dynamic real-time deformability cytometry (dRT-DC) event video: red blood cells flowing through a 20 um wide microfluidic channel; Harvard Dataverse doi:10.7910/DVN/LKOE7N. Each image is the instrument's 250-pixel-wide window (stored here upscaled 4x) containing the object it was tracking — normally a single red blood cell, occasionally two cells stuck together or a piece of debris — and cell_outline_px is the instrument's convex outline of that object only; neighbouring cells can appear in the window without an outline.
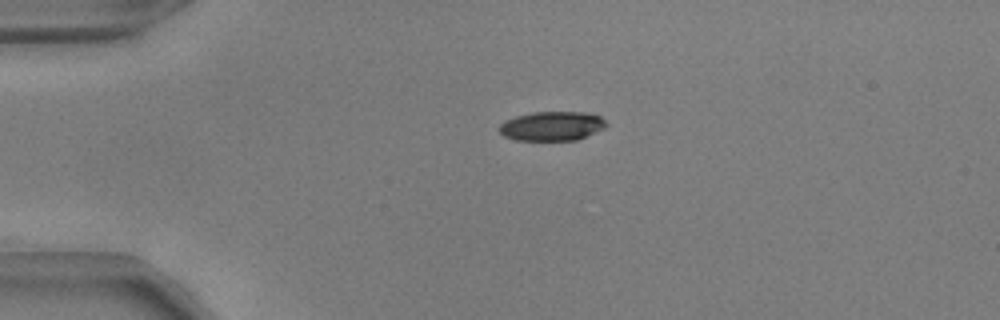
{"species": "common noctule bat (a hibernating species)", "species_latin": "Nyctalus noctula", "temperature_condition": "warm", "stored_images_in_passage": 41, "camera_frame_rate_fps": 3000, "um_per_image_px": 0.085, "animal": {"sex": "male", "body_mass_g": 17.9, "forearm_length_mm": 54.2}, "frame": {"image": 1, "passage_image": 1, "time_ms": 0.0, "image_size_px": [1000, 320], "cell_outline_px": [[608, 124], [604, 128], [576, 140], [516, 140], [504, 136], [500, 132], [500, 124], [504, 120], [516, 116], [532, 112], [584, 112], [600, 116]], "centroid_in_image_um": [46.9, 10.71], "position_along_channel_um": 38.1, "area_um2": 18.15}}
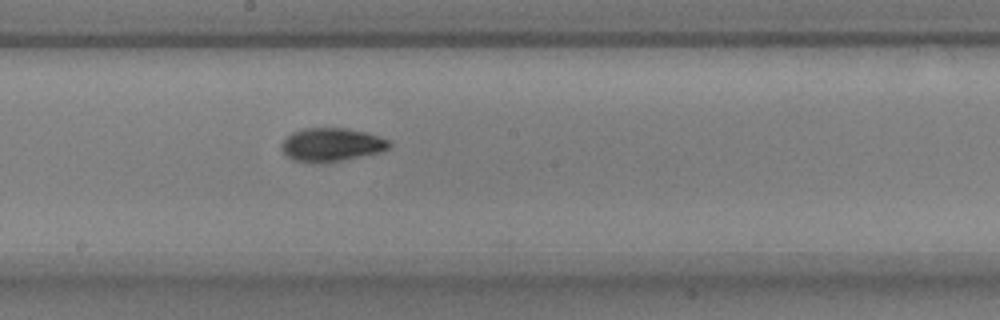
{"frame": {"image": 2, "passage_image": 18, "time_ms": 5.667, "image_size_px": [1000, 320], "cell_outline_px": [[392, 144], [384, 152], [324, 164], [320, 164], [292, 160], [280, 148], [280, 144], [292, 132], [304, 128], [348, 128], [368, 132], [388, 140]], "centroid_in_image_um": [28.2, 12.31], "position_along_channel_um": 220.0, "area_um2": 21.44}}
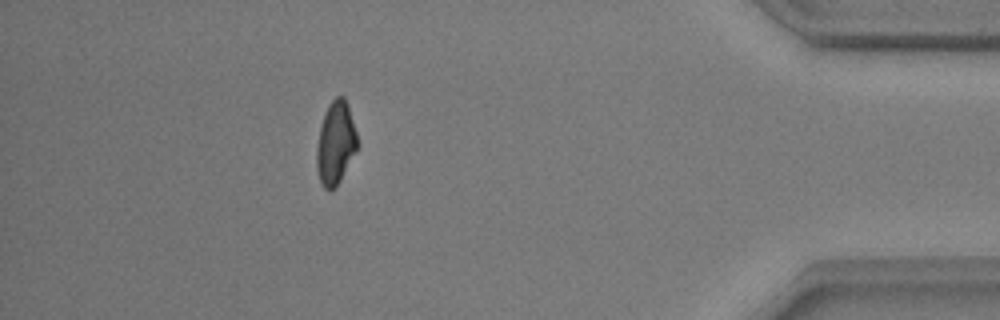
{"frame": {"image": 3, "passage_image": 36, "time_ms": 11.667, "image_size_px": [1000, 320], "cell_outline_px": [[360, 144], [336, 188], [324, 188], [320, 180], [316, 168], [316, 148], [320, 128], [324, 112], [328, 104], [336, 96], [344, 96], [348, 104]], "centroid_in_image_um": [28.54, 12.13], "position_along_channel_um": 406.7, "area_um2": 19.88}, "authors_computed_cell_mechanics": {"area_um2": 20.0566, "velocity_mm_per_s": 3.8528, "shape_relaxation_time_tau1_ms": 3.5304, "shape_relaxation_time_tau2_ms": 2.958, "deformation_change_tau1": 0.1467, "deformation_change_tau2": 0.0739}}